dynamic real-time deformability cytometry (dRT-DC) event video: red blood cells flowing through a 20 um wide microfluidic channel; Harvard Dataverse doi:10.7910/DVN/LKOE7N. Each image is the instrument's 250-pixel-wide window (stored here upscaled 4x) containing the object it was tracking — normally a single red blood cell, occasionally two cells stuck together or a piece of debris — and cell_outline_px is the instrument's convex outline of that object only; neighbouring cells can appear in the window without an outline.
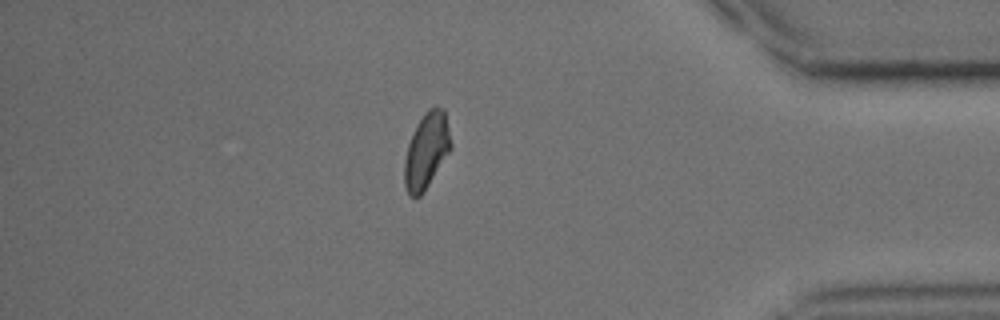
{"species": "common noctule bat (a hibernating species)", "species_latin": "Nyctalus noctula", "temperature_condition": "cold", "stored_images_in_passage": 34, "segment_of_instrument_passage": [2, 2], "camera_frame_rate_fps": 3000, "um_per_image_px": 0.085, "animal": {"sex": "male", "body_mass_g": 15.6}, "frame": {"image": 1, "passage_image": 34, "time_ms": 11.0, "image_size_px": [1000, 320], "cell_outline_px": [[452, 148], [424, 192], [420, 196], [408, 196], [404, 184], [404, 160], [408, 144], [416, 124], [424, 112], [428, 108], [436, 104], [444, 108], [452, 144]], "centroid_in_image_um": [36.25, 12.78], "position_along_channel_um": 398.9, "area_um2": 20.81}}